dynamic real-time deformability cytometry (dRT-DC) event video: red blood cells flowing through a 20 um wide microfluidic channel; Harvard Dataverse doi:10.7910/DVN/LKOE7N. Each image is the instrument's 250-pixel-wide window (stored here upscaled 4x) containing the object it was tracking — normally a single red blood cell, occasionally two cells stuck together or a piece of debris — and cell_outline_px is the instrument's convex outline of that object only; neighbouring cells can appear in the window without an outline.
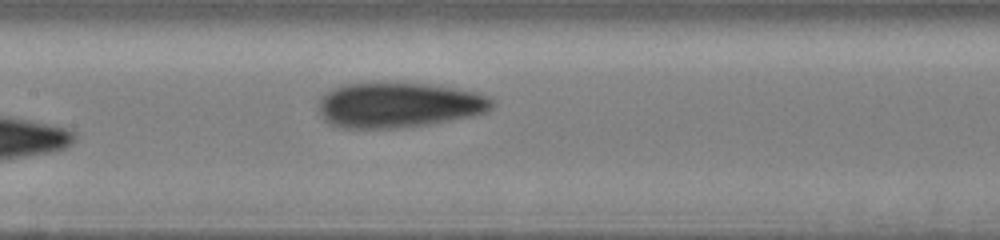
{"species": "human", "species_latin": "Homo sapiens", "temperature_condition": "cold", "stored_images_in_passage": 15, "camera_frame_rate_fps": 3000, "um_per_image_px": 0.085, "donor": {"sex": "male"}, "frame": {"image": 1, "passage_image": 15, "time_ms": 4.667, "image_size_px": [1000, 240], "cell_outline_px": [[496, 104], [488, 112], [428, 124], [392, 128], [344, 128], [328, 124], [320, 116], [316, 108], [316, 104], [320, 96], [324, 92], [332, 88], [344, 84], [432, 84], [476, 92], [492, 96]], "centroid_in_image_um": [33.85, 8.93], "position_along_channel_um": 173.6, "area_um2": 45.89}}